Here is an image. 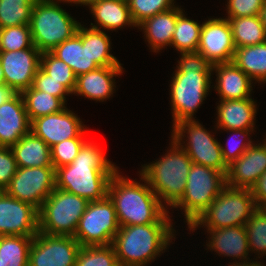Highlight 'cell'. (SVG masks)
Returning a JSON list of instances; mask_svg holds the SVG:
<instances>
[{
    "instance_id": "obj_1",
    "label": "cell",
    "mask_w": 266,
    "mask_h": 266,
    "mask_svg": "<svg viewBox=\"0 0 266 266\" xmlns=\"http://www.w3.org/2000/svg\"><path fill=\"white\" fill-rule=\"evenodd\" d=\"M117 169L100 146L87 140L71 164L55 170L56 188L88 201L101 200L108 195L110 179Z\"/></svg>"
},
{
    "instance_id": "obj_2",
    "label": "cell",
    "mask_w": 266,
    "mask_h": 266,
    "mask_svg": "<svg viewBox=\"0 0 266 266\" xmlns=\"http://www.w3.org/2000/svg\"><path fill=\"white\" fill-rule=\"evenodd\" d=\"M140 176L144 184L120 175L117 169L110 179L108 196L114 204L119 225L172 224L167 207Z\"/></svg>"
},
{
    "instance_id": "obj_3",
    "label": "cell",
    "mask_w": 266,
    "mask_h": 266,
    "mask_svg": "<svg viewBox=\"0 0 266 266\" xmlns=\"http://www.w3.org/2000/svg\"><path fill=\"white\" fill-rule=\"evenodd\" d=\"M170 84L173 125L193 120L194 112L206 99L211 85L213 65L200 53H180Z\"/></svg>"
},
{
    "instance_id": "obj_4",
    "label": "cell",
    "mask_w": 266,
    "mask_h": 266,
    "mask_svg": "<svg viewBox=\"0 0 266 266\" xmlns=\"http://www.w3.org/2000/svg\"><path fill=\"white\" fill-rule=\"evenodd\" d=\"M174 231L172 224L120 226L112 242L118 262L147 266L167 249Z\"/></svg>"
},
{
    "instance_id": "obj_5",
    "label": "cell",
    "mask_w": 266,
    "mask_h": 266,
    "mask_svg": "<svg viewBox=\"0 0 266 266\" xmlns=\"http://www.w3.org/2000/svg\"><path fill=\"white\" fill-rule=\"evenodd\" d=\"M170 145L171 149L163 157L154 163L144 164L139 173L160 203L173 207L184 194L192 160L172 139Z\"/></svg>"
},
{
    "instance_id": "obj_6",
    "label": "cell",
    "mask_w": 266,
    "mask_h": 266,
    "mask_svg": "<svg viewBox=\"0 0 266 266\" xmlns=\"http://www.w3.org/2000/svg\"><path fill=\"white\" fill-rule=\"evenodd\" d=\"M61 1L36 0L33 5L29 27L33 45L41 53L51 52L72 38L79 28L80 22L61 8Z\"/></svg>"
},
{
    "instance_id": "obj_7",
    "label": "cell",
    "mask_w": 266,
    "mask_h": 266,
    "mask_svg": "<svg viewBox=\"0 0 266 266\" xmlns=\"http://www.w3.org/2000/svg\"><path fill=\"white\" fill-rule=\"evenodd\" d=\"M256 208L251 189L226 185L188 229L194 231L203 225L208 232L211 229L245 226Z\"/></svg>"
},
{
    "instance_id": "obj_8",
    "label": "cell",
    "mask_w": 266,
    "mask_h": 266,
    "mask_svg": "<svg viewBox=\"0 0 266 266\" xmlns=\"http://www.w3.org/2000/svg\"><path fill=\"white\" fill-rule=\"evenodd\" d=\"M186 181L184 194L173 208L185 212L189 227L224 189L226 177L221 171L192 163Z\"/></svg>"
},
{
    "instance_id": "obj_9",
    "label": "cell",
    "mask_w": 266,
    "mask_h": 266,
    "mask_svg": "<svg viewBox=\"0 0 266 266\" xmlns=\"http://www.w3.org/2000/svg\"><path fill=\"white\" fill-rule=\"evenodd\" d=\"M88 203L83 197L55 188L38 211L39 232L74 237Z\"/></svg>"
},
{
    "instance_id": "obj_10",
    "label": "cell",
    "mask_w": 266,
    "mask_h": 266,
    "mask_svg": "<svg viewBox=\"0 0 266 266\" xmlns=\"http://www.w3.org/2000/svg\"><path fill=\"white\" fill-rule=\"evenodd\" d=\"M172 128V140L186 152L192 163L221 171L226 175L228 165L222 156L221 143L214 139V135L203 128V125L193 119L179 121L172 125ZM184 136L188 138L187 144L182 141Z\"/></svg>"
},
{
    "instance_id": "obj_11",
    "label": "cell",
    "mask_w": 266,
    "mask_h": 266,
    "mask_svg": "<svg viewBox=\"0 0 266 266\" xmlns=\"http://www.w3.org/2000/svg\"><path fill=\"white\" fill-rule=\"evenodd\" d=\"M119 228L114 204L107 195L101 200L89 201L74 238L81 246L110 245Z\"/></svg>"
},
{
    "instance_id": "obj_12",
    "label": "cell",
    "mask_w": 266,
    "mask_h": 266,
    "mask_svg": "<svg viewBox=\"0 0 266 266\" xmlns=\"http://www.w3.org/2000/svg\"><path fill=\"white\" fill-rule=\"evenodd\" d=\"M55 188L54 167H17L4 191L11 197L31 204L39 211Z\"/></svg>"
},
{
    "instance_id": "obj_13",
    "label": "cell",
    "mask_w": 266,
    "mask_h": 266,
    "mask_svg": "<svg viewBox=\"0 0 266 266\" xmlns=\"http://www.w3.org/2000/svg\"><path fill=\"white\" fill-rule=\"evenodd\" d=\"M80 247L72 236L38 232L30 245L28 266H75Z\"/></svg>"
},
{
    "instance_id": "obj_14",
    "label": "cell",
    "mask_w": 266,
    "mask_h": 266,
    "mask_svg": "<svg viewBox=\"0 0 266 266\" xmlns=\"http://www.w3.org/2000/svg\"><path fill=\"white\" fill-rule=\"evenodd\" d=\"M39 232L38 210L0 191V236H32Z\"/></svg>"
},
{
    "instance_id": "obj_15",
    "label": "cell",
    "mask_w": 266,
    "mask_h": 266,
    "mask_svg": "<svg viewBox=\"0 0 266 266\" xmlns=\"http://www.w3.org/2000/svg\"><path fill=\"white\" fill-rule=\"evenodd\" d=\"M235 50L228 19L210 18L203 23L197 52L212 65L231 62Z\"/></svg>"
},
{
    "instance_id": "obj_16",
    "label": "cell",
    "mask_w": 266,
    "mask_h": 266,
    "mask_svg": "<svg viewBox=\"0 0 266 266\" xmlns=\"http://www.w3.org/2000/svg\"><path fill=\"white\" fill-rule=\"evenodd\" d=\"M40 56L41 52L34 45L24 50L0 51L5 84L17 93L32 86L34 76L40 67Z\"/></svg>"
},
{
    "instance_id": "obj_17",
    "label": "cell",
    "mask_w": 266,
    "mask_h": 266,
    "mask_svg": "<svg viewBox=\"0 0 266 266\" xmlns=\"http://www.w3.org/2000/svg\"><path fill=\"white\" fill-rule=\"evenodd\" d=\"M82 123L74 112L65 107L60 112L32 120L30 131L51 148L64 140L83 137L87 127Z\"/></svg>"
},
{
    "instance_id": "obj_18",
    "label": "cell",
    "mask_w": 266,
    "mask_h": 266,
    "mask_svg": "<svg viewBox=\"0 0 266 266\" xmlns=\"http://www.w3.org/2000/svg\"><path fill=\"white\" fill-rule=\"evenodd\" d=\"M263 141L258 145L253 143L246 152L228 165L226 185L251 189L257 183L266 172V138Z\"/></svg>"
},
{
    "instance_id": "obj_19",
    "label": "cell",
    "mask_w": 266,
    "mask_h": 266,
    "mask_svg": "<svg viewBox=\"0 0 266 266\" xmlns=\"http://www.w3.org/2000/svg\"><path fill=\"white\" fill-rule=\"evenodd\" d=\"M30 126L21 93L0 106V146L11 148L30 132Z\"/></svg>"
},
{
    "instance_id": "obj_20",
    "label": "cell",
    "mask_w": 266,
    "mask_h": 266,
    "mask_svg": "<svg viewBox=\"0 0 266 266\" xmlns=\"http://www.w3.org/2000/svg\"><path fill=\"white\" fill-rule=\"evenodd\" d=\"M122 66L98 67L90 72L77 76L73 94L84 96L90 100L104 101L115 92L116 77L123 73Z\"/></svg>"
},
{
    "instance_id": "obj_21",
    "label": "cell",
    "mask_w": 266,
    "mask_h": 266,
    "mask_svg": "<svg viewBox=\"0 0 266 266\" xmlns=\"http://www.w3.org/2000/svg\"><path fill=\"white\" fill-rule=\"evenodd\" d=\"M51 53L70 66L76 77L99 67L88 53V28L81 24L72 38L55 47Z\"/></svg>"
},
{
    "instance_id": "obj_22",
    "label": "cell",
    "mask_w": 266,
    "mask_h": 266,
    "mask_svg": "<svg viewBox=\"0 0 266 266\" xmlns=\"http://www.w3.org/2000/svg\"><path fill=\"white\" fill-rule=\"evenodd\" d=\"M216 92L221 100L251 98L253 80L232 61L213 65Z\"/></svg>"
},
{
    "instance_id": "obj_23",
    "label": "cell",
    "mask_w": 266,
    "mask_h": 266,
    "mask_svg": "<svg viewBox=\"0 0 266 266\" xmlns=\"http://www.w3.org/2000/svg\"><path fill=\"white\" fill-rule=\"evenodd\" d=\"M217 106V129H254L256 102L252 98L220 100Z\"/></svg>"
},
{
    "instance_id": "obj_24",
    "label": "cell",
    "mask_w": 266,
    "mask_h": 266,
    "mask_svg": "<svg viewBox=\"0 0 266 266\" xmlns=\"http://www.w3.org/2000/svg\"><path fill=\"white\" fill-rule=\"evenodd\" d=\"M208 248L218 253L233 257L235 261H249L247 257L250 253L247 232L245 226L224 227L219 229H211L209 232Z\"/></svg>"
},
{
    "instance_id": "obj_25",
    "label": "cell",
    "mask_w": 266,
    "mask_h": 266,
    "mask_svg": "<svg viewBox=\"0 0 266 266\" xmlns=\"http://www.w3.org/2000/svg\"><path fill=\"white\" fill-rule=\"evenodd\" d=\"M176 21L177 7L175 6L168 11L146 18L137 27L143 29L144 36L153 52H158L171 45Z\"/></svg>"
},
{
    "instance_id": "obj_26",
    "label": "cell",
    "mask_w": 266,
    "mask_h": 266,
    "mask_svg": "<svg viewBox=\"0 0 266 266\" xmlns=\"http://www.w3.org/2000/svg\"><path fill=\"white\" fill-rule=\"evenodd\" d=\"M96 25L91 28L100 30H117L123 26L137 27L133 22L128 3L120 0H99L89 7ZM98 24V25H97Z\"/></svg>"
},
{
    "instance_id": "obj_27",
    "label": "cell",
    "mask_w": 266,
    "mask_h": 266,
    "mask_svg": "<svg viewBox=\"0 0 266 266\" xmlns=\"http://www.w3.org/2000/svg\"><path fill=\"white\" fill-rule=\"evenodd\" d=\"M17 167H53L51 148L31 131L11 147Z\"/></svg>"
},
{
    "instance_id": "obj_28",
    "label": "cell",
    "mask_w": 266,
    "mask_h": 266,
    "mask_svg": "<svg viewBox=\"0 0 266 266\" xmlns=\"http://www.w3.org/2000/svg\"><path fill=\"white\" fill-rule=\"evenodd\" d=\"M232 62L253 81L266 83V42L236 48Z\"/></svg>"
},
{
    "instance_id": "obj_29",
    "label": "cell",
    "mask_w": 266,
    "mask_h": 266,
    "mask_svg": "<svg viewBox=\"0 0 266 266\" xmlns=\"http://www.w3.org/2000/svg\"><path fill=\"white\" fill-rule=\"evenodd\" d=\"M228 19L236 48L266 42V31L260 15Z\"/></svg>"
},
{
    "instance_id": "obj_30",
    "label": "cell",
    "mask_w": 266,
    "mask_h": 266,
    "mask_svg": "<svg viewBox=\"0 0 266 266\" xmlns=\"http://www.w3.org/2000/svg\"><path fill=\"white\" fill-rule=\"evenodd\" d=\"M202 24L185 17L183 10L177 6V21L171 46L181 53L197 52L200 42Z\"/></svg>"
},
{
    "instance_id": "obj_31",
    "label": "cell",
    "mask_w": 266,
    "mask_h": 266,
    "mask_svg": "<svg viewBox=\"0 0 266 266\" xmlns=\"http://www.w3.org/2000/svg\"><path fill=\"white\" fill-rule=\"evenodd\" d=\"M30 122L38 117L60 112L65 103L58 97L36 90L32 86L21 92Z\"/></svg>"
},
{
    "instance_id": "obj_32",
    "label": "cell",
    "mask_w": 266,
    "mask_h": 266,
    "mask_svg": "<svg viewBox=\"0 0 266 266\" xmlns=\"http://www.w3.org/2000/svg\"><path fill=\"white\" fill-rule=\"evenodd\" d=\"M32 236H0V266H28Z\"/></svg>"
},
{
    "instance_id": "obj_33",
    "label": "cell",
    "mask_w": 266,
    "mask_h": 266,
    "mask_svg": "<svg viewBox=\"0 0 266 266\" xmlns=\"http://www.w3.org/2000/svg\"><path fill=\"white\" fill-rule=\"evenodd\" d=\"M36 0H0V29L29 25Z\"/></svg>"
},
{
    "instance_id": "obj_34",
    "label": "cell",
    "mask_w": 266,
    "mask_h": 266,
    "mask_svg": "<svg viewBox=\"0 0 266 266\" xmlns=\"http://www.w3.org/2000/svg\"><path fill=\"white\" fill-rule=\"evenodd\" d=\"M111 41L104 30L88 28V53L99 66H121V63L110 53Z\"/></svg>"
},
{
    "instance_id": "obj_35",
    "label": "cell",
    "mask_w": 266,
    "mask_h": 266,
    "mask_svg": "<svg viewBox=\"0 0 266 266\" xmlns=\"http://www.w3.org/2000/svg\"><path fill=\"white\" fill-rule=\"evenodd\" d=\"M40 68L73 94L77 77L63 60L58 59L51 52H43L40 56Z\"/></svg>"
},
{
    "instance_id": "obj_36",
    "label": "cell",
    "mask_w": 266,
    "mask_h": 266,
    "mask_svg": "<svg viewBox=\"0 0 266 266\" xmlns=\"http://www.w3.org/2000/svg\"><path fill=\"white\" fill-rule=\"evenodd\" d=\"M245 229L250 251L257 253L258 258L266 255V210L257 207L246 222Z\"/></svg>"
},
{
    "instance_id": "obj_37",
    "label": "cell",
    "mask_w": 266,
    "mask_h": 266,
    "mask_svg": "<svg viewBox=\"0 0 266 266\" xmlns=\"http://www.w3.org/2000/svg\"><path fill=\"white\" fill-rule=\"evenodd\" d=\"M118 263L112 244L81 246L75 266H115Z\"/></svg>"
},
{
    "instance_id": "obj_38",
    "label": "cell",
    "mask_w": 266,
    "mask_h": 266,
    "mask_svg": "<svg viewBox=\"0 0 266 266\" xmlns=\"http://www.w3.org/2000/svg\"><path fill=\"white\" fill-rule=\"evenodd\" d=\"M33 46L29 25L0 29V51H16Z\"/></svg>"
},
{
    "instance_id": "obj_39",
    "label": "cell",
    "mask_w": 266,
    "mask_h": 266,
    "mask_svg": "<svg viewBox=\"0 0 266 266\" xmlns=\"http://www.w3.org/2000/svg\"><path fill=\"white\" fill-rule=\"evenodd\" d=\"M174 0H128V8L136 26L146 18L175 7Z\"/></svg>"
},
{
    "instance_id": "obj_40",
    "label": "cell",
    "mask_w": 266,
    "mask_h": 266,
    "mask_svg": "<svg viewBox=\"0 0 266 266\" xmlns=\"http://www.w3.org/2000/svg\"><path fill=\"white\" fill-rule=\"evenodd\" d=\"M86 142L85 138L76 137L53 145L51 147V161L55 170L59 167L71 164Z\"/></svg>"
},
{
    "instance_id": "obj_41",
    "label": "cell",
    "mask_w": 266,
    "mask_h": 266,
    "mask_svg": "<svg viewBox=\"0 0 266 266\" xmlns=\"http://www.w3.org/2000/svg\"><path fill=\"white\" fill-rule=\"evenodd\" d=\"M32 87L36 90L58 97L64 103L67 101L65 96L71 94L60 82L52 79V77L46 74L40 67L34 76Z\"/></svg>"
},
{
    "instance_id": "obj_42",
    "label": "cell",
    "mask_w": 266,
    "mask_h": 266,
    "mask_svg": "<svg viewBox=\"0 0 266 266\" xmlns=\"http://www.w3.org/2000/svg\"><path fill=\"white\" fill-rule=\"evenodd\" d=\"M227 18H239L245 16L260 15L264 0H228Z\"/></svg>"
},
{
    "instance_id": "obj_43",
    "label": "cell",
    "mask_w": 266,
    "mask_h": 266,
    "mask_svg": "<svg viewBox=\"0 0 266 266\" xmlns=\"http://www.w3.org/2000/svg\"><path fill=\"white\" fill-rule=\"evenodd\" d=\"M226 131L227 132L229 131V132H232L234 134H237V136L239 138V141L242 140L243 138L245 139L246 136H247V139H248L247 142L245 140H242L243 142L240 141L238 143V141H237L236 144H233L232 143L233 146L231 144L226 143V145L228 144L227 148L226 147H223L221 145V151H222L223 159L226 162V164L229 165L231 162H233L236 159H238L253 144V142L251 141V139H249V136L251 135L250 133H252L251 131H254V129H247V130L237 129V130H226ZM239 135L242 136V137H239ZM235 141H234V143H235Z\"/></svg>"
},
{
    "instance_id": "obj_44",
    "label": "cell",
    "mask_w": 266,
    "mask_h": 266,
    "mask_svg": "<svg viewBox=\"0 0 266 266\" xmlns=\"http://www.w3.org/2000/svg\"><path fill=\"white\" fill-rule=\"evenodd\" d=\"M17 164L10 147L0 146V191H4L15 175Z\"/></svg>"
},
{
    "instance_id": "obj_45",
    "label": "cell",
    "mask_w": 266,
    "mask_h": 266,
    "mask_svg": "<svg viewBox=\"0 0 266 266\" xmlns=\"http://www.w3.org/2000/svg\"><path fill=\"white\" fill-rule=\"evenodd\" d=\"M256 206L266 207V172L258 179L257 183L251 188Z\"/></svg>"
},
{
    "instance_id": "obj_46",
    "label": "cell",
    "mask_w": 266,
    "mask_h": 266,
    "mask_svg": "<svg viewBox=\"0 0 266 266\" xmlns=\"http://www.w3.org/2000/svg\"><path fill=\"white\" fill-rule=\"evenodd\" d=\"M16 94L17 92L10 86L6 84L0 85V106L12 99Z\"/></svg>"
},
{
    "instance_id": "obj_47",
    "label": "cell",
    "mask_w": 266,
    "mask_h": 266,
    "mask_svg": "<svg viewBox=\"0 0 266 266\" xmlns=\"http://www.w3.org/2000/svg\"><path fill=\"white\" fill-rule=\"evenodd\" d=\"M231 265H228V266H264L265 264L263 262H260V261H255L254 260H250L249 262L248 261H241V262H233V263H230Z\"/></svg>"
},
{
    "instance_id": "obj_48",
    "label": "cell",
    "mask_w": 266,
    "mask_h": 266,
    "mask_svg": "<svg viewBox=\"0 0 266 266\" xmlns=\"http://www.w3.org/2000/svg\"><path fill=\"white\" fill-rule=\"evenodd\" d=\"M99 0H62V2H68L69 3H73V4H81V5H85V6H91L92 4L96 3Z\"/></svg>"
},
{
    "instance_id": "obj_49",
    "label": "cell",
    "mask_w": 266,
    "mask_h": 266,
    "mask_svg": "<svg viewBox=\"0 0 266 266\" xmlns=\"http://www.w3.org/2000/svg\"><path fill=\"white\" fill-rule=\"evenodd\" d=\"M260 17H261L263 26H264L265 31H266V2H264V6H263V9L260 13Z\"/></svg>"
},
{
    "instance_id": "obj_50",
    "label": "cell",
    "mask_w": 266,
    "mask_h": 266,
    "mask_svg": "<svg viewBox=\"0 0 266 266\" xmlns=\"http://www.w3.org/2000/svg\"><path fill=\"white\" fill-rule=\"evenodd\" d=\"M5 84L4 72L0 64V85Z\"/></svg>"
},
{
    "instance_id": "obj_51",
    "label": "cell",
    "mask_w": 266,
    "mask_h": 266,
    "mask_svg": "<svg viewBox=\"0 0 266 266\" xmlns=\"http://www.w3.org/2000/svg\"><path fill=\"white\" fill-rule=\"evenodd\" d=\"M115 266H125V265L118 262Z\"/></svg>"
}]
</instances>
